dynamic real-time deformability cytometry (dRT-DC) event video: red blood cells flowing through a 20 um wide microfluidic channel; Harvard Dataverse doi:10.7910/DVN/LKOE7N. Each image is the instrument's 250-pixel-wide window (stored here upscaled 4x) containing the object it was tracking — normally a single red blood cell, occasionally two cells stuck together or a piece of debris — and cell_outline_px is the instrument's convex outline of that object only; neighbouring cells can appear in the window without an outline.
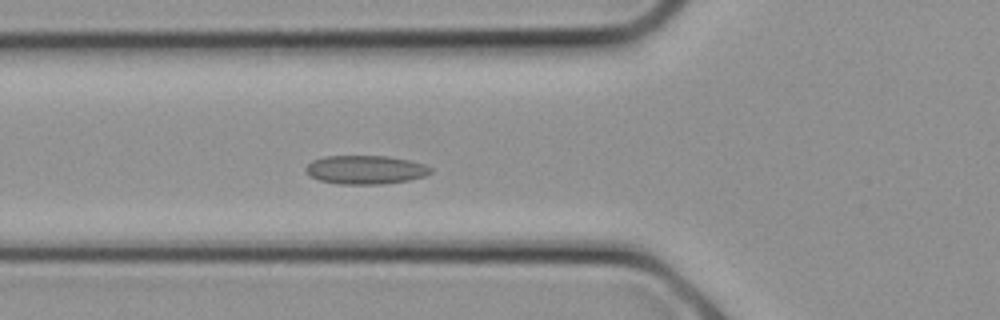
{"species": "common noctule bat (a hibernating species)", "species_latin": "Nyctalus noctula", "temperature_condition": "cold", "stored_images_in_passage": 6, "camera_frame_rate_fps": 3000, "um_per_image_px": 0.085, "animal": {"sex": "female", "body_mass_g": 21.9}, "frame": {"image": 1, "passage_image": 6, "time_ms": 1.667, "image_size_px": [1000, 320], "cell_outline_px": [[432, 172], [424, 176], [408, 180], [380, 184], [336, 184], [320, 180], [308, 176], [304, 168], [312, 160], [324, 156], [388, 156], [408, 160], [424, 164], [432, 168]], "centroid_in_image_um": [31.03, 14.43], "position_along_channel_um": 94.8, "area_um2": 20.92}}